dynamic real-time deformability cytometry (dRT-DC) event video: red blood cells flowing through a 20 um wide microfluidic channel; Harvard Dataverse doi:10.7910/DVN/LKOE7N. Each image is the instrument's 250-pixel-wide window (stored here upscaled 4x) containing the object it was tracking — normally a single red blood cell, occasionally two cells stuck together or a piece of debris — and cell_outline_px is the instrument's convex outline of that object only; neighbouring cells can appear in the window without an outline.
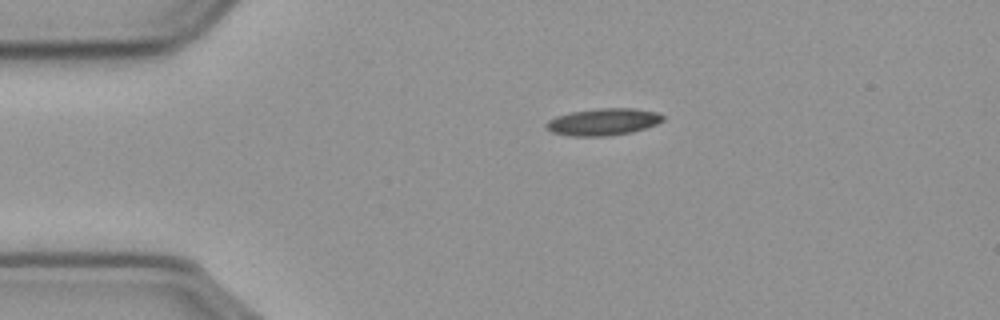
{"species": "common noctule bat (a hibernating species)", "species_latin": "Nyctalus noctula", "temperature_condition": "cold", "stored_images_in_passage": 46, "camera_frame_rate_fps": 3000, "um_per_image_px": 0.085, "animal": {"sex": "male", "body_mass_g": 23.1, "forearm_length_mm": 52.7}, "frame": {"image": 1, "passage_image": 1, "time_ms": 0.0, "image_size_px": [1000, 320], "cell_outline_px": [[664, 120], [656, 124], [632, 132], [612, 136], [568, 136], [552, 132], [548, 128], [548, 120], [556, 116], [572, 112], [600, 108], [632, 108], [656, 112], [664, 116]], "centroid_in_image_um": [51.29, 10.36], "position_along_channel_um": 33.7, "area_um2": 18.21}}
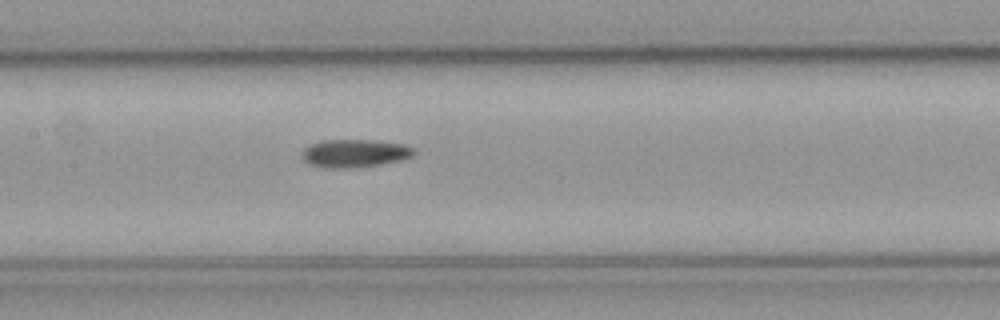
{"frame": {"image": 2, "passage_image": 16, "time_ms": 5.0, "image_size_px": [1000, 320], "cell_outline_px": [[416, 152], [412, 156], [400, 160], [380, 164], [356, 168], [324, 168], [308, 164], [304, 160], [304, 148], [320, 140], [368, 140], [404, 144], [412, 148]], "centroid_in_image_um": [30.14, 13.04], "position_along_channel_um": 177.3, "area_um2": 18.15}}
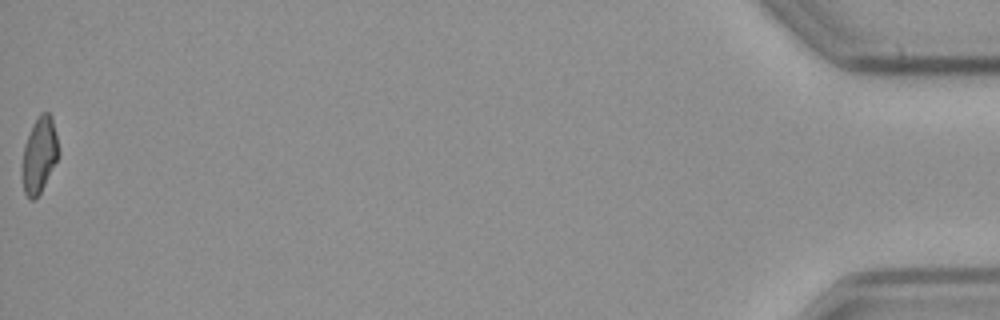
{"frame": {"image": 3, "passage_image": 46, "time_ms": 15.0, "image_size_px": [1000, 320], "cell_outline_px": [[60, 152], [36, 200], [28, 200], [24, 192], [20, 176], [20, 168], [24, 144], [32, 124], [40, 112], [48, 112], [52, 116]], "centroid_in_image_um": [3.29, 13.19], "position_along_channel_um": 431.9, "area_um2": 16.47}, "authors_computed_cell_mechanics": {"area_um2": 17.3689, "velocity_mm_per_s": 3.639, "shape_relaxation_time_tau1_ms": null, "shape_relaxation_time_tau2_ms": 4.5045, "deformation_change_tau1": null, "deformation_change_tau2": 0.1216}}